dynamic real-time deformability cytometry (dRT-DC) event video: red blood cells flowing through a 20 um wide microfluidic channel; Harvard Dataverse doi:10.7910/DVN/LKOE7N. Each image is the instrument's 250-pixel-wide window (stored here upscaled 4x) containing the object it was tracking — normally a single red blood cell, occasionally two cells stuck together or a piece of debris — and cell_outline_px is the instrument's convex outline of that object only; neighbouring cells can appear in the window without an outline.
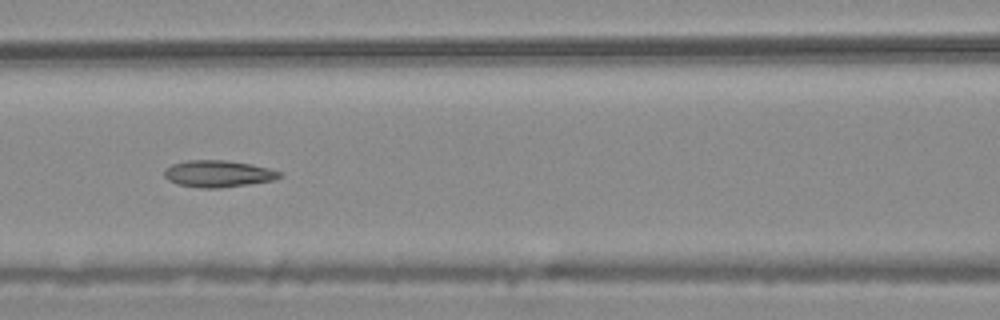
{"species": "common noctule bat (a hibernating species)", "species_latin": "Nyctalus noctula", "temperature_condition": "warm", "stored_images_in_passage": 10, "camera_frame_rate_fps": 3000, "um_per_image_px": 0.085, "animal": {"sex": "male", "body_mass_g": 20.4}, "frame": {"image": 1, "passage_image": 6, "time_ms": 1.667, "image_size_px": [1000, 320], "cell_outline_px": [[284, 176], [272, 180], [248, 184], [220, 188], [200, 188], [176, 184], [168, 180], [164, 176], [164, 168], [172, 164], [188, 160], [224, 160], [252, 164], [284, 172]], "centroid_in_image_um": [18.54, 14.77], "position_along_channel_um": 148.1, "area_um2": 18.15}}
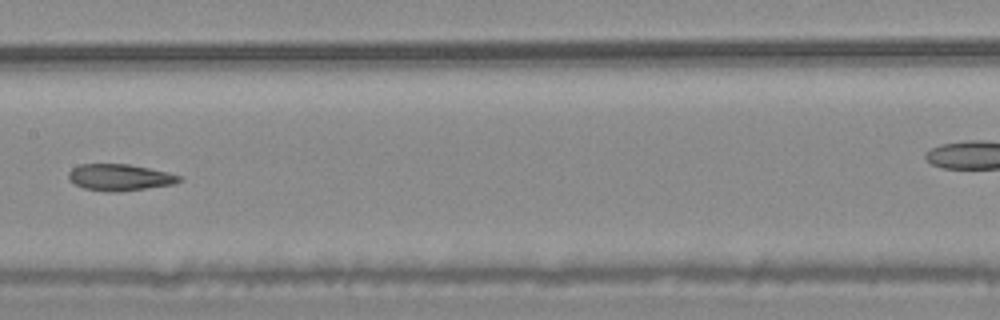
{"frame": {"image": 2, "passage_image": 7, "time_ms": 2.0, "image_size_px": [1000, 320], "cell_outline_px": [[184, 176], [176, 184], [116, 192], [112, 192], [84, 188], [68, 180], [68, 172], [72, 168], [80, 164], [128, 164], [168, 172]], "centroid_in_image_um": [10.19, 15.07], "position_along_channel_um": 197.2, "area_um2": 17.11}}